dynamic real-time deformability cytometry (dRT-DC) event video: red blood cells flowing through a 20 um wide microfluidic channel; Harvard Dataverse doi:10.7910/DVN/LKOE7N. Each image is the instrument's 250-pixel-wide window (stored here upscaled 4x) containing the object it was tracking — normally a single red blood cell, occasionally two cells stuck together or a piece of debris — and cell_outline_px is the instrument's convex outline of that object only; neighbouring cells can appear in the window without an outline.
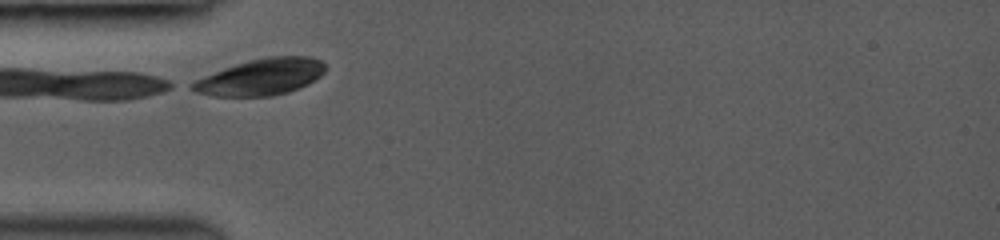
{"species": "common noctule bat (a hibernating species)", "species_latin": "Nyctalus noctula", "temperature_condition": "room temperature", "stored_images_in_passage": 9, "camera_frame_rate_fps": 3000, "um_per_image_px": 0.085, "animal": {"sex": "female", "body_mass_g": 19.0, "forearm_length_mm": 53.3}, "frame": {"image": 1, "passage_image": 1, "time_ms": 0.0, "image_size_px": [1000, 240], "cell_outline_px": [[324, 72], [320, 76], [308, 84], [300, 88], [288, 92], [272, 96], [212, 96], [196, 92], [188, 88], [188, 84], [196, 80], [224, 68], [248, 60], [268, 56], [308, 56], [320, 60], [324, 64]], "centroid_in_image_um": [22.17, 6.55], "position_along_channel_um": 62.8, "area_um2": 28.21}}
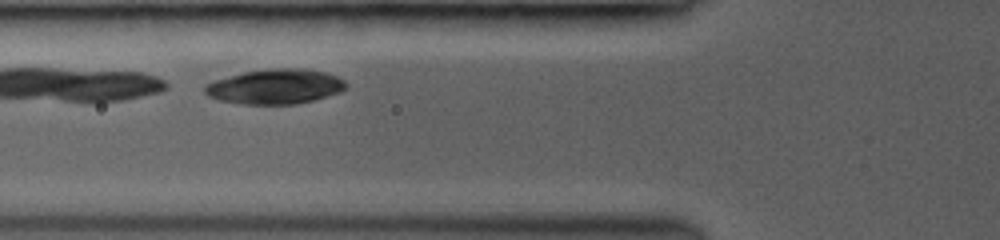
{"frame": {"image": 2, "passage_image": 5, "time_ms": 1.0, "image_size_px": [1000, 240], "cell_outline_px": [[348, 84], [340, 92], [312, 100], [296, 104], [240, 104], [220, 100], [208, 96], [204, 92], [204, 84], [212, 80], [244, 72], [268, 68], [304, 68], [324, 72], [336, 76], [344, 80]], "centroid_in_image_um": [23.35, 7.35], "position_along_channel_um": 102.4, "area_um2": 28.78}}